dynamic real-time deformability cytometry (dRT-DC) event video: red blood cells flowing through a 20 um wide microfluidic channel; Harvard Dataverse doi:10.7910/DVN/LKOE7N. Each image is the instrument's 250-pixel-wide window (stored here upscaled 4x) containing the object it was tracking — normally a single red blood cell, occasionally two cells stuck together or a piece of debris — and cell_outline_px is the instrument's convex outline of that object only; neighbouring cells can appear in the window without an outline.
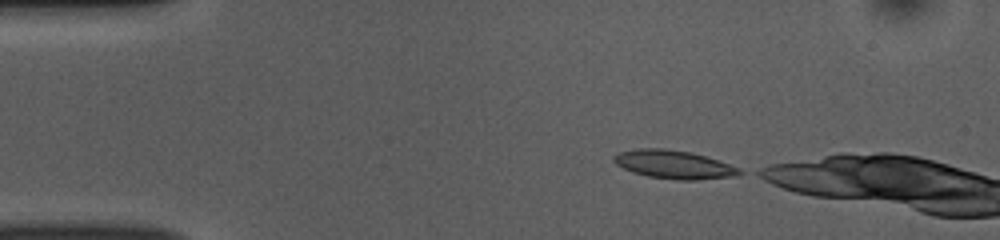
{"species": "common noctule bat (a hibernating species)", "species_latin": "Nyctalus noctula", "temperature_condition": "room temperature", "stored_images_in_passage": 6, "camera_frame_rate_fps": 3000, "um_per_image_px": 0.085, "animal": {"sex": "female", "body_mass_g": 10.0, "forearm_length_mm": 53.1}, "frame": {"image": 1, "passage_image": 1, "time_ms": 0.0, "image_size_px": [1000, 240], "cell_outline_px": [[744, 172], [736, 176], [696, 180], [680, 180], [648, 176], [632, 172], [616, 164], [612, 160], [612, 156], [620, 152], [636, 148], [664, 148], [692, 152], [740, 168]], "centroid_in_image_um": [57.26, 13.98], "position_along_channel_um": 27.7, "area_um2": 20.75}}